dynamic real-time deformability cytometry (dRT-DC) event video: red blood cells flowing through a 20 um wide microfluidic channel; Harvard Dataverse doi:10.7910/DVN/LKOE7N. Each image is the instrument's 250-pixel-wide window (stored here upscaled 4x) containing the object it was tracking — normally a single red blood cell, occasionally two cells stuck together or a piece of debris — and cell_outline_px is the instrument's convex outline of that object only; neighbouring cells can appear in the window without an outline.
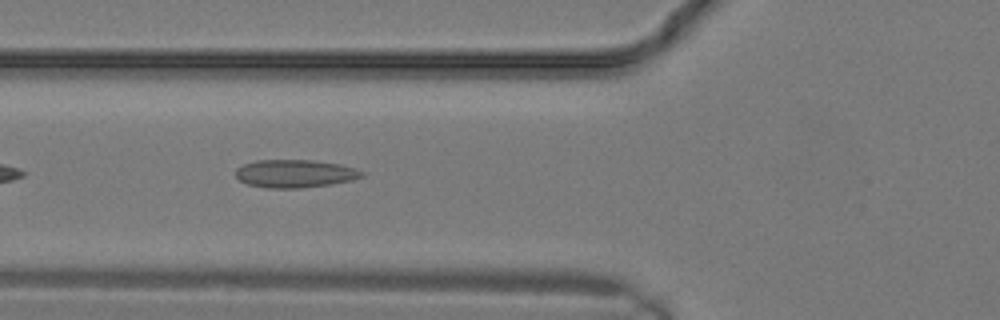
{"species": "common noctule bat (a hibernating species)", "species_latin": "Nyctalus noctula", "temperature_condition": "warm", "stored_images_in_passage": 11, "camera_frame_rate_fps": 3000, "um_per_image_px": 0.085, "animal": {"sex": "male", "body_mass_g": 19.2, "forearm_length_mm": 51.8}, "frame": {"image": 1, "passage_image": 8, "time_ms": 2.333, "image_size_px": [1000, 320], "cell_outline_px": [[364, 176], [352, 180], [328, 184], [300, 188], [268, 188], [248, 184], [240, 180], [236, 176], [236, 168], [244, 164], [256, 160], [312, 160], [340, 164], [356, 168], [364, 172]], "centroid_in_image_um": [25.08, 14.75], "position_along_channel_um": 100.7, "area_um2": 20.46}}
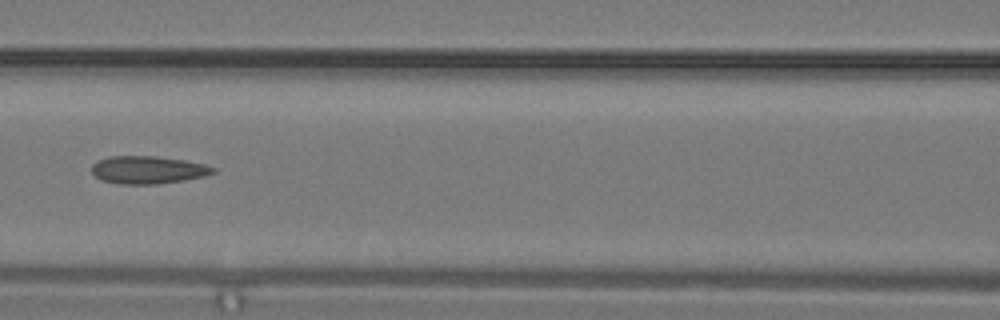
{"frame": {"image": 2, "passage_image": 10, "time_ms": 3.0, "image_size_px": [1000, 320], "cell_outline_px": [[216, 172], [204, 176], [184, 180], [156, 184], [120, 184], [100, 180], [92, 172], [92, 164], [108, 156], [156, 156], [184, 160], [204, 164], [216, 168]], "centroid_in_image_um": [12.57, 14.44], "position_along_channel_um": 154.0, "area_um2": 19.59}}